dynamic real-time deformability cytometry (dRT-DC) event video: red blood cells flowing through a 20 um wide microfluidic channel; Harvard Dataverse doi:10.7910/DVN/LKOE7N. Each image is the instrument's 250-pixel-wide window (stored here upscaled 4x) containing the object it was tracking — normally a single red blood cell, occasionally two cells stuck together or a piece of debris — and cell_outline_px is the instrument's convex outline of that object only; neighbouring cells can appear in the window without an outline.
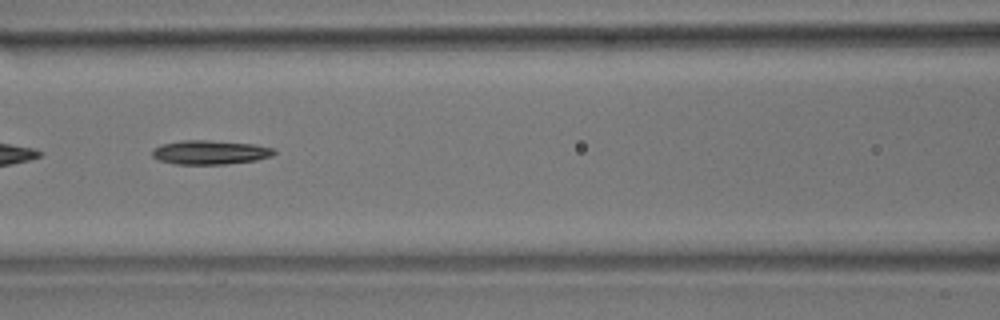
{"species": "common noctule bat (a hibernating species)", "species_latin": "Nyctalus noctula", "temperature_condition": "room temperature", "stored_images_in_passage": 55, "camera_frame_rate_fps": 3000, "um_per_image_px": 0.085, "animal": {"sex": "male", "body_mass_g": 17.9}, "frame": {"image": 1, "passage_image": 24, "time_ms": 7.667, "image_size_px": [1000, 320], "cell_outline_px": [[276, 152], [272, 156], [256, 160], [228, 164], [176, 164], [160, 160], [152, 156], [152, 148], [160, 144], [184, 140], [208, 140], [256, 144], [276, 148]], "centroid_in_image_um": [17.88, 12.94], "position_along_channel_um": 148.7, "area_um2": 17.28}, "authors_computed_cell_mechanics": {"area_um2": 16.762, "velocity_mm_per_s": 3.6571, "shape_relaxation_time_tau1_ms": 6.5152, "shape_relaxation_time_tau2_ms": null, "deformation_change_tau1": 0.1776, "deformation_change_tau2": null}}